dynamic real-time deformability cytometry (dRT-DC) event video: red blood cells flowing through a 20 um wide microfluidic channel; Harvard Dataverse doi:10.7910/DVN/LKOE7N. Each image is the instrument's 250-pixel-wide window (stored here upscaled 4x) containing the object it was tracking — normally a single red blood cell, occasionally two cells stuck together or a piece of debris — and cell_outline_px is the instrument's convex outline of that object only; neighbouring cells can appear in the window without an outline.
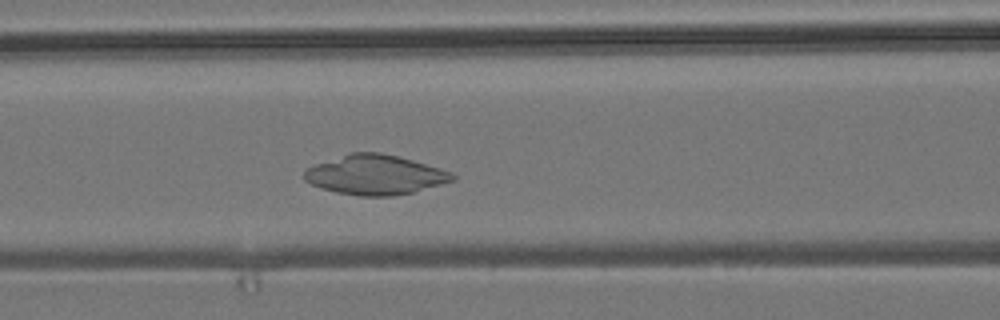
{"species": "common noctule bat (a hibernating species)", "species_latin": "Nyctalus noctula", "temperature_condition": "room temperature", "stored_images_in_passage": 41, "camera_frame_rate_fps": 3000, "um_per_image_px": 0.085, "animal": {"sex": "male", "body_mass_g": 19.2, "forearm_length_mm": 51.8}, "frame": {"image": 1, "passage_image": 17, "time_ms": 5.333, "image_size_px": [1000, 320], "cell_outline_px": [[456, 180], [412, 192], [392, 196], [360, 196], [336, 192], [312, 184], [304, 180], [304, 172], [308, 168], [316, 164], [352, 152], [380, 152], [412, 160], [452, 172], [456, 176]], "centroid_in_image_um": [31.91, 14.86], "position_along_channel_um": 134.7, "area_um2": 33.81}}
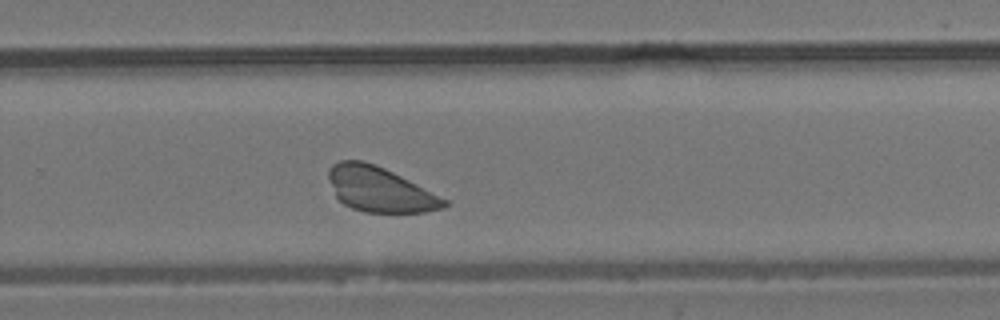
{"frame": {"image": 2, "passage_image": 30, "time_ms": 9.667, "image_size_px": [1000, 320], "cell_outline_px": [[448, 204], [444, 208], [424, 212], [364, 212], [352, 208], [344, 204], [336, 196], [328, 180], [328, 168], [332, 164], [340, 160], [364, 160], [376, 164], [448, 200]], "centroid_in_image_um": [32.24, 16.09], "position_along_channel_um": 297.6, "area_um2": 30.11}}
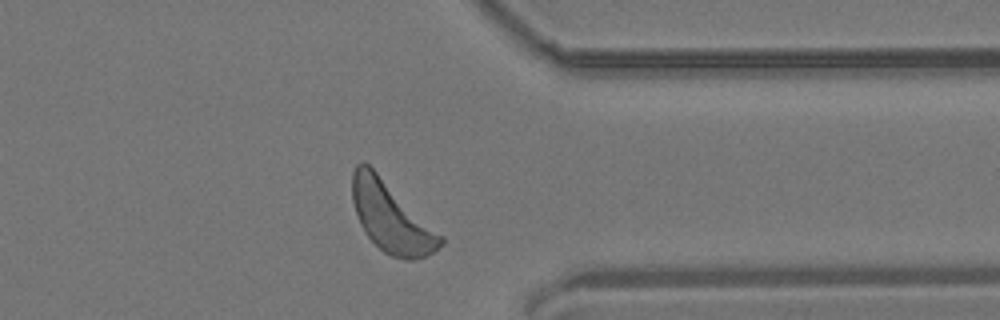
{"frame": {"image": 3, "passage_image": 37, "time_ms": 12.0, "image_size_px": [1000, 320], "cell_outline_px": [[444, 244], [432, 252], [424, 256], [412, 260], [404, 260], [392, 256], [384, 252], [364, 232], [360, 224], [352, 200], [352, 172], [356, 164], [368, 164], [444, 236]], "centroid_in_image_um": [33.26, 18.49], "position_along_channel_um": 378.1, "area_um2": 35.55}}